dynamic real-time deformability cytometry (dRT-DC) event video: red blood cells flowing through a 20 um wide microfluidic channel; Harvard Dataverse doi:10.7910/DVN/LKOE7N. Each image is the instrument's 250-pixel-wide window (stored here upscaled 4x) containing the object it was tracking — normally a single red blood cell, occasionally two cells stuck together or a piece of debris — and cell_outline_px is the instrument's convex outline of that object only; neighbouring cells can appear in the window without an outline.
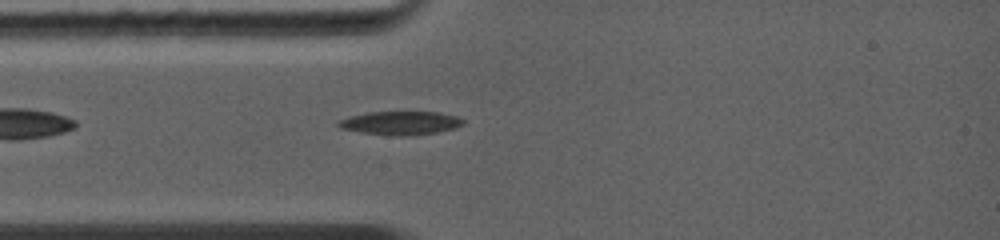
{"species": "common noctule bat (a hibernating species)", "species_latin": "Nyctalus noctula", "temperature_condition": "warm", "stored_images_in_passage": 29, "camera_frame_rate_fps": 5000, "um_per_image_px": 0.085, "animal": {"sex": "female", "body_mass_g": 19.0, "forearm_length_mm": 56.7}, "frame": {"image": 1, "passage_image": 1, "time_ms": 0.0, "image_size_px": [1000, 240], "cell_outline_px": [[464, 124], [456, 128], [436, 132], [400, 136], [396, 136], [364, 132], [340, 128], [336, 124], [336, 120], [348, 116], [368, 112], [440, 112], [460, 116], [464, 120]], "centroid_in_image_um": [34.05, 10.44], "position_along_channel_um": 50.9, "area_um2": 17.17}}
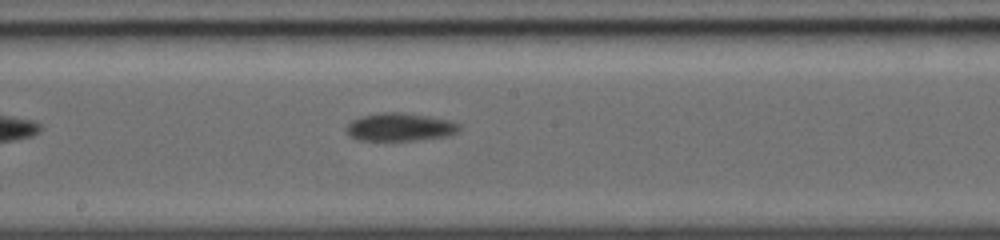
{"frame": {"image": 2, "passage_image": 10, "time_ms": 3.8, "image_size_px": [1000, 240], "cell_outline_px": [[460, 128], [456, 132], [448, 136], [416, 140], [356, 140], [344, 128], [352, 120], [364, 116], [380, 112], [404, 112], [452, 120], [460, 124]], "centroid_in_image_um": [34.02, 10.79], "position_along_channel_um": 214.2, "area_um2": 18.44}}
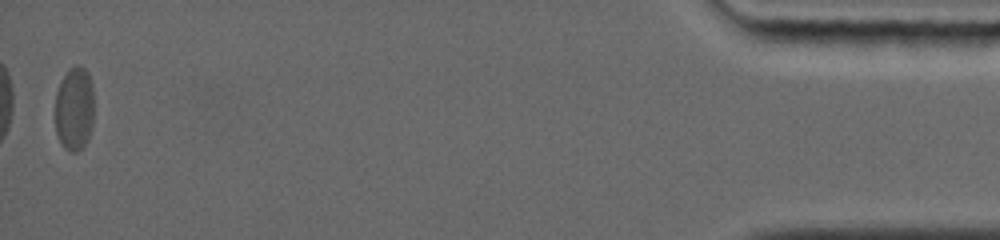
{"frame": {"image": 3, "passage_image": 29, "time_ms": 11.8, "image_size_px": [1000, 240], "cell_outline_px": [[92, 128], [88, 140], [76, 152], [72, 152], [64, 148], [60, 144], [56, 132], [56, 92], [68, 68], [76, 64], [80, 64], [88, 72], [92, 84]], "centroid_in_image_um": [6.32, 9.23], "position_along_channel_um": 428.9, "area_um2": 19.02}, "authors_computed_cell_mechanics": {"area_um2": 18.4382, "velocity_mm_per_s": 4.3005, "shape_relaxation_time_tau1_ms": 10.7697, "shape_relaxation_time_tau2_ms": null, "deformation_change_tau1": 0.201, "deformation_change_tau2": null}}